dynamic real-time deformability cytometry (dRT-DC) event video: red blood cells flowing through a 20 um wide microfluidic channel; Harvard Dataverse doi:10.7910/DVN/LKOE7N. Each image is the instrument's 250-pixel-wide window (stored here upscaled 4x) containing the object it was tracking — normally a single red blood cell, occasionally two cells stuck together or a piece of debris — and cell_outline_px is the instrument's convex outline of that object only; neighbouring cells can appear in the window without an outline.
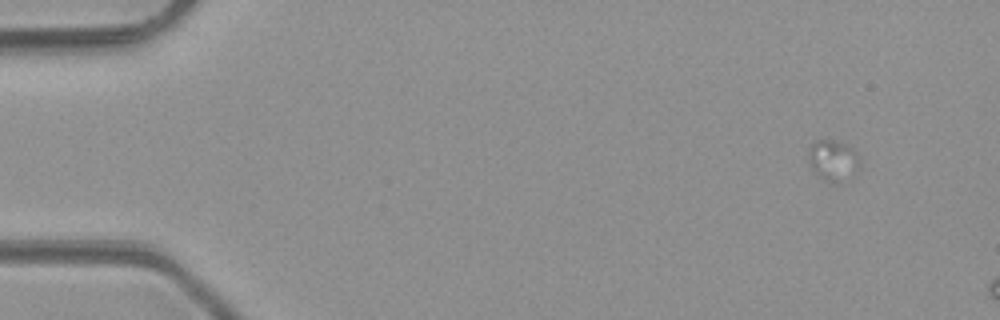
{"species": "common noctule bat (a hibernating species)", "species_latin": "Nyctalus noctula", "temperature_condition": "room temperature", "stored_images_in_passage": 4, "camera_frame_rate_fps": 3000, "um_per_image_px": 0.085, "animal": {"sex": "male", "body_mass_g": 23.1, "forearm_length_mm": 52.7}, "frame": {"image": 1, "passage_image": 1, "time_ms": 0.0, "image_size_px": [1000, 320], "cell_outline_px": [[860, 168], [856, 172], [836, 184], [828, 184], [812, 168], [808, 160], [808, 148], [816, 140], [832, 140], [848, 144], [852, 148], [860, 160]], "centroid_in_image_um": [70.81, 13.63], "position_along_channel_um": 14.2, "area_um2": 12.31}}